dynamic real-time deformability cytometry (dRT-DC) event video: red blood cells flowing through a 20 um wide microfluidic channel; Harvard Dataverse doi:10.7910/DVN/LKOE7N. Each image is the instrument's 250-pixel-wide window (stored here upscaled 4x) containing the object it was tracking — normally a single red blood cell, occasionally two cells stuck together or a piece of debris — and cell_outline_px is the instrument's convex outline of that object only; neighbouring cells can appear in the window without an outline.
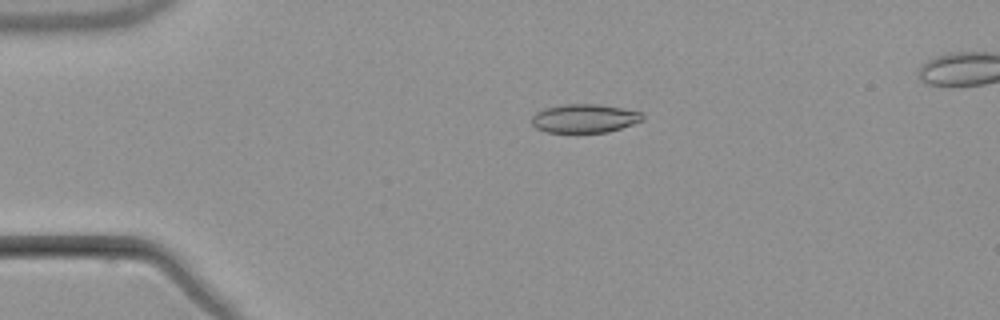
{"species": "common noctule bat (a hibernating species)", "species_latin": "Nyctalus noctula", "temperature_condition": "warm", "stored_images_in_passage": 5, "camera_frame_rate_fps": 3000, "um_per_image_px": 0.085, "animal": {"sex": "male", "body_mass_g": 21.5, "forearm_length_mm": 52.0}, "frame": {"image": 1, "passage_image": 3, "time_ms": 3.333, "image_size_px": [1000, 320], "cell_outline_px": [[644, 120], [608, 132], [548, 132], [536, 128], [532, 124], [532, 116], [536, 112], [544, 108], [564, 104], [600, 104], [640, 112], [644, 116]], "centroid_in_image_um": [49.67, 10.06], "position_along_channel_um": 35.3, "area_um2": 18.38}}